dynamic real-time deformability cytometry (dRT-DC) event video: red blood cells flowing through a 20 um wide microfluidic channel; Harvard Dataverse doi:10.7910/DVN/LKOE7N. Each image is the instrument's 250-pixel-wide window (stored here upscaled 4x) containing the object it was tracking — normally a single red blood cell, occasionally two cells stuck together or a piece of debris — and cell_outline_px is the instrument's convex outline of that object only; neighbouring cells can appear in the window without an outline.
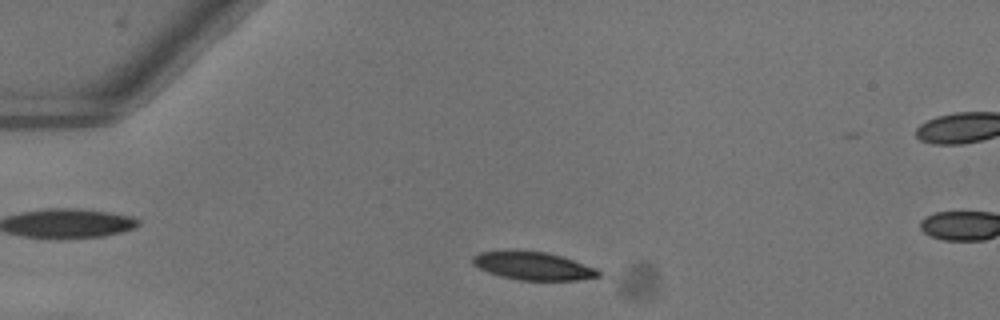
{"species": "common noctule bat (a hibernating species)", "species_latin": "Nyctalus noctula", "temperature_condition": "warm", "stored_images_in_passage": 45, "camera_frame_rate_fps": 3000, "um_per_image_px": 0.085, "animal": {"sex": "female"}, "frame": {"image": 1, "passage_image": 6, "time_ms": 1.667, "image_size_px": [1000, 320], "cell_outline_px": [[600, 276], [576, 280], [520, 280], [500, 276], [488, 272], [472, 264], [472, 256], [480, 252], [508, 248], [548, 252], [596, 268], [600, 272]], "centroid_in_image_um": [45.23, 22.56], "position_along_channel_um": 39.8, "area_um2": 20.92}}
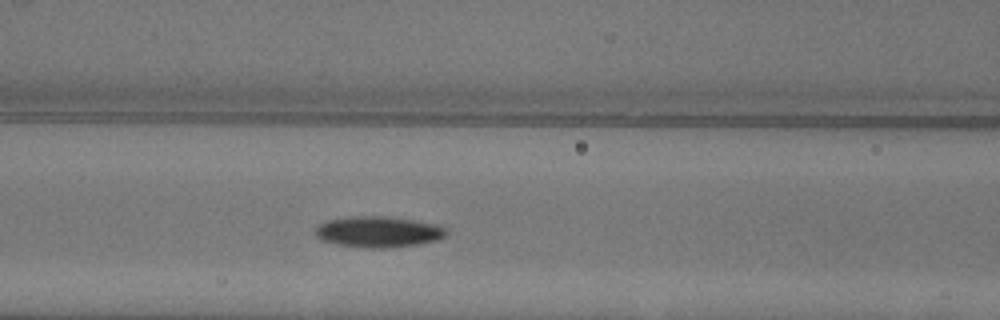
{"frame": {"image": 2, "passage_image": 16, "time_ms": 5.0, "image_size_px": [1000, 320], "cell_outline_px": [[448, 232], [444, 236], [436, 240], [416, 244], [388, 248], [372, 248], [340, 244], [320, 240], [316, 236], [316, 228], [320, 224], [328, 220], [352, 216], [388, 216], [436, 224], [444, 228]], "centroid_in_image_um": [32.15, 19.69], "position_along_channel_um": 134.4, "area_um2": 23.29}}
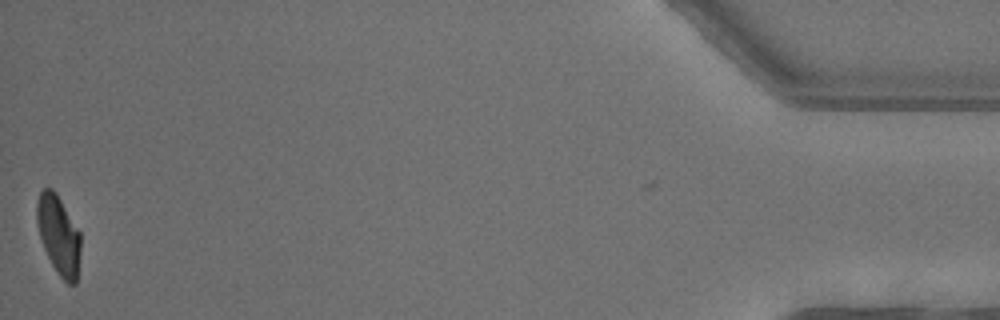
{"frame": {"image": 3, "passage_image": 45, "time_ms": 14.667, "image_size_px": [1000, 320], "cell_outline_px": [[80, 252], [76, 284], [68, 284], [60, 276], [52, 264], [44, 248], [36, 224], [36, 204], [40, 192], [44, 188], [52, 188], [56, 192], [80, 232]], "centroid_in_image_um": [4.98, 19.96], "position_along_channel_um": 430.2, "area_um2": 20.06}, "authors_computed_cell_mechanics": {"area_um2": 22.0796, "velocity_mm_per_s": 4.0296, "shape_relaxation_time_tau1_ms": 3.7294, "shape_relaxation_time_tau2_ms": null, "deformation_change_tau1": 0.1551, "deformation_change_tau2": null}}